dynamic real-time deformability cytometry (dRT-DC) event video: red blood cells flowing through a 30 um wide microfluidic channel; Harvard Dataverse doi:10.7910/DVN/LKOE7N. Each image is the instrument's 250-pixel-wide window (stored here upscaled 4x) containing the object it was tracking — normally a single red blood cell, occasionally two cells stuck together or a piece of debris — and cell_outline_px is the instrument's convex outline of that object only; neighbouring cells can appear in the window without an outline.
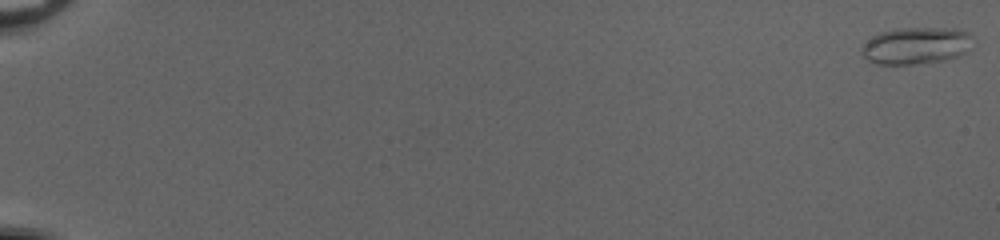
{"species": "common noctule bat (a hibernating species)", "species_latin": "Nyctalus noctula", "temperature_condition": "cold", "stored_images_in_passage": 53, "camera_frame_rate_fps": 3000, "um_per_image_px": 0.085, "animal": {"sex": "female", "body_mass_g": 20.0, "forearm_length_mm": 54.0}, "frame": {"image": 1, "passage_image": 1, "time_ms": 0.0, "image_size_px": [1000, 240], "cell_outline_px": [[976, 40], [968, 52], [944, 60], [912, 64], [876, 64], [868, 60], [864, 56], [860, 48], [872, 36], [880, 32], [896, 28], [952, 28], [968, 32]], "centroid_in_image_um": [77.91, 3.87], "position_along_channel_um": 7.1, "area_um2": 24.16}}
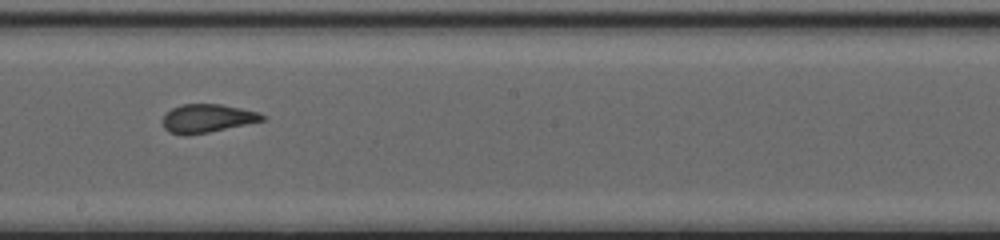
{"frame": {"image": 2, "passage_image": 33, "time_ms": 10.667, "image_size_px": [1000, 240], "cell_outline_px": [[268, 120], [188, 136], [184, 136], [168, 132], [164, 128], [164, 116], [172, 108], [180, 104], [220, 104], [260, 112], [268, 116]], "centroid_in_image_um": [17.67, 10.07], "position_along_channel_um": 230.5, "area_um2": 16.7}}
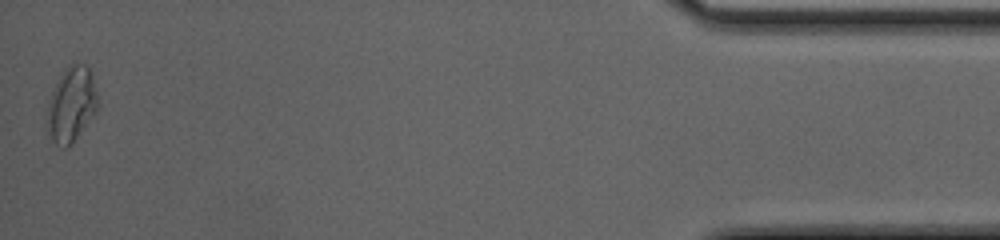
{"frame": {"image": 3, "passage_image": 53, "time_ms": 17.333, "image_size_px": [1000, 240], "cell_outline_px": [[96, 112], [72, 144], [68, 148], [60, 148], [52, 140], [44, 128], [44, 124], [48, 104], [52, 92], [64, 68], [68, 64], [88, 64], [92, 72], [96, 92]], "centroid_in_image_um": [6.03, 8.91], "position_along_channel_um": 429.2, "area_um2": 22.48}, "authors_computed_cell_mechanics": {"area_um2": 17.918, "velocity_mm_per_s": 4.0981, "shape_relaxation_time_tau1_ms": 7.0162, "shape_relaxation_time_tau2_ms": 0.7912, "deformation_change_tau1": 0.1905, "deformation_change_tau2": 0.0599}}